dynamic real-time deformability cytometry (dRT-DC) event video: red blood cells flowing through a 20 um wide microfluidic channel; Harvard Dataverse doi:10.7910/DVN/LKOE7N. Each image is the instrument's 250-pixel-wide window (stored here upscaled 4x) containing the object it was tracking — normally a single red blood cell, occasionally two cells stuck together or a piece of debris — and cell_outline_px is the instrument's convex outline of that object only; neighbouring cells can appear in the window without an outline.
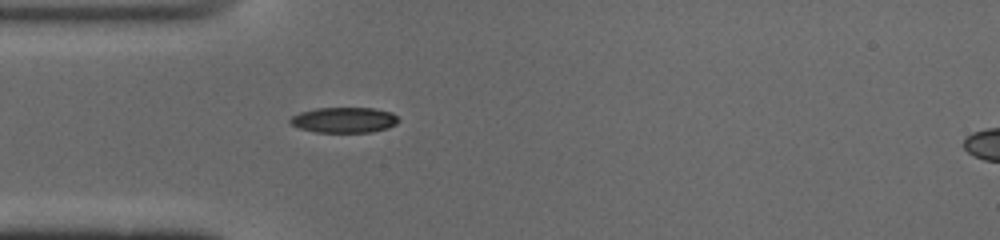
{"species": "common noctule bat (a hibernating species)", "species_latin": "Nyctalus noctula", "temperature_condition": "cold", "stored_images_in_passage": 37, "camera_frame_rate_fps": 3000, "um_per_image_px": 0.085, "animal": {"sex": "male", "body_mass_g": 19.0, "forearm_length_mm": 50.8}, "frame": {"image": 1, "passage_image": 1, "time_ms": 0.0, "image_size_px": [1000, 240], "cell_outline_px": [[400, 120], [396, 124], [388, 128], [372, 132], [316, 132], [300, 128], [292, 124], [288, 120], [292, 116], [300, 112], [316, 108], [376, 108], [392, 112]], "centroid_in_image_um": [29.28, 10.19], "position_along_channel_um": 55.7, "area_um2": 16.13}}
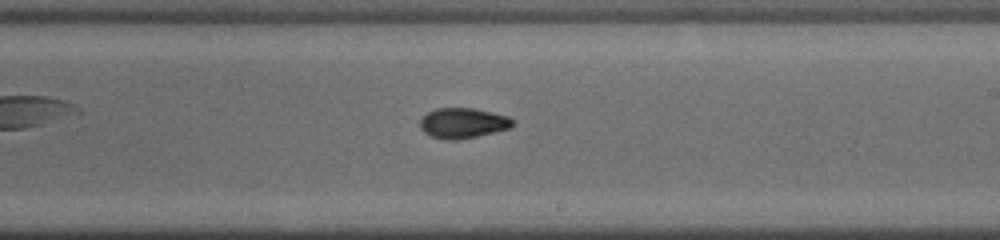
{"frame": {"image": 2, "passage_image": 16, "time_ms": 5.0, "image_size_px": [1000, 240], "cell_outline_px": [[512, 124], [508, 128], [476, 136], [456, 140], [448, 140], [432, 136], [424, 132], [420, 128], [420, 120], [428, 112], [436, 108], [472, 108], [492, 112], [508, 116], [512, 120]], "centroid_in_image_um": [39.3, 10.45], "position_along_channel_um": 249.7, "area_um2": 16.01}}
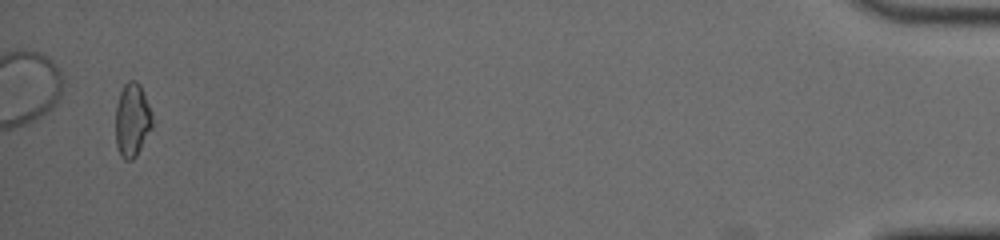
{"frame": {"image": 3, "passage_image": 36, "time_ms": 11.667, "image_size_px": [1000, 240], "cell_outline_px": [[152, 128], [136, 156], [132, 160], [124, 160], [120, 156], [116, 144], [116, 104], [120, 92], [124, 84], [128, 80], [136, 80], [140, 84], [144, 92], [152, 112]], "centroid_in_image_um": [11.24, 10.19], "position_along_channel_um": 424.0, "area_um2": 15.95}, "authors_computed_cell_mechanics": {"area_um2": 16.0106, "velocity_mm_per_s": 3.9448, "shape_relaxation_time_tau1_ms": null, "shape_relaxation_time_tau2_ms": 1.9276, "deformation_change_tau1": null, "deformation_change_tau2": 0.0658}}